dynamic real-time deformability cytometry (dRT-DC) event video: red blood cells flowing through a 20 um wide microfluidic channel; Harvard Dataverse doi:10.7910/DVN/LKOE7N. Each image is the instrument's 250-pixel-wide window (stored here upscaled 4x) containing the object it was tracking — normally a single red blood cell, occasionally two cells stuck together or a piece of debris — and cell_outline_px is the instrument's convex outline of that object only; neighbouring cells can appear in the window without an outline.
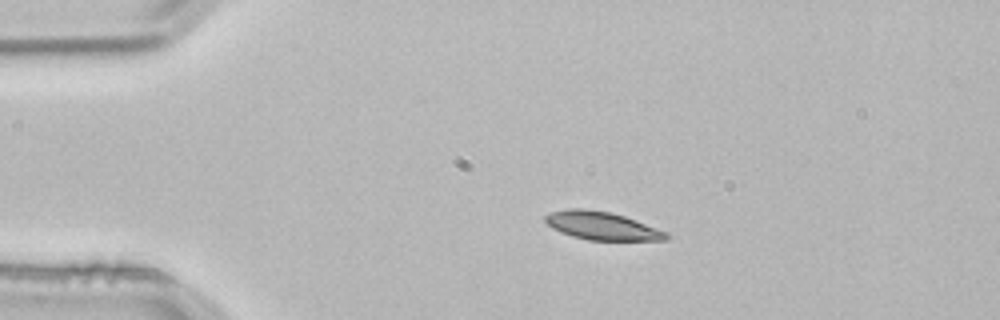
{"species": "common noctule bat (a hibernating species)", "species_latin": "Nyctalus noctula", "temperature_condition": "room temperature", "stored_images_in_passage": 1, "camera_frame_rate_fps": 3000, "um_per_image_px": 0.085, "animal": {"sex": "male", "body_mass_g": 21.5, "forearm_length_mm": 52.0}, "frame": {"image": 1, "passage_image": 1, "time_ms": 0.0, "image_size_px": [1000, 320], "cell_outline_px": [[672, 236], [668, 240], [588, 240], [572, 236], [560, 232], [552, 228], [544, 220], [544, 216], [548, 212], [568, 208], [584, 208], [612, 212], [636, 220], [668, 232]], "centroid_in_image_um": [51.16, 19.18], "position_along_channel_um": 33.8, "area_um2": 20.11}}